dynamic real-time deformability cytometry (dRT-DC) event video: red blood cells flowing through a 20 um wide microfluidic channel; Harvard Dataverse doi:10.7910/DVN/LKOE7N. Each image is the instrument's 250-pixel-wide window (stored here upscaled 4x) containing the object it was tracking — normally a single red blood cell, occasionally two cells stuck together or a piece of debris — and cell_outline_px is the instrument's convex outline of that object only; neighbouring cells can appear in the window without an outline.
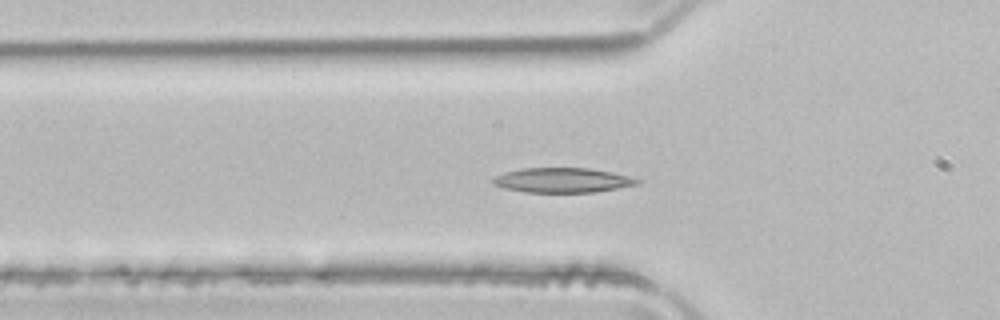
{"species": "common noctule bat (a hibernating species)", "species_latin": "Nyctalus noctula", "temperature_condition": "room temperature", "stored_images_in_passage": 48, "camera_frame_rate_fps": 3000, "um_per_image_px": 0.085, "animal": {"sex": "male", "body_mass_g": 21.5, "forearm_length_mm": 52.0}, "frame": {"image": 1, "passage_image": 13, "time_ms": 4.0, "image_size_px": [1000, 320], "cell_outline_px": [[640, 184], [596, 192], [524, 192], [504, 188], [492, 184], [492, 180], [496, 176], [504, 172], [520, 168], [588, 168], [612, 172], [632, 176], [640, 180]], "centroid_in_image_um": [47.83, 15.31], "position_along_channel_um": 78.0, "area_um2": 20.92}}
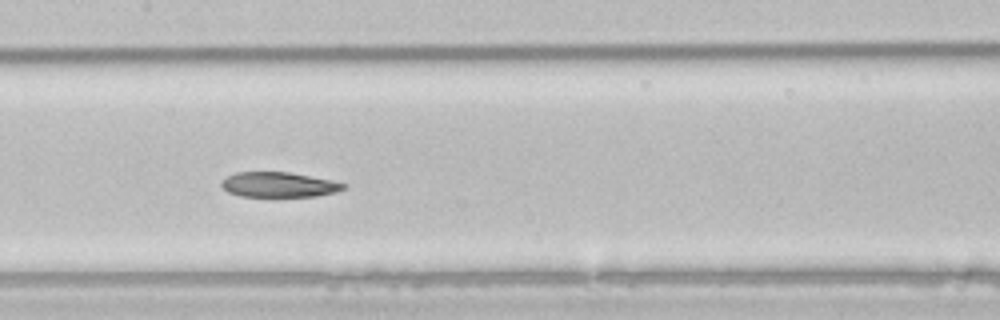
{"frame": {"image": 2, "passage_image": 21, "time_ms": 6.667, "image_size_px": [1000, 320], "cell_outline_px": [[348, 184], [344, 188], [336, 192], [316, 196], [240, 196], [228, 192], [220, 184], [220, 180], [236, 172], [288, 172]], "centroid_in_image_um": [23.65, 15.7], "position_along_channel_um": 183.7, "area_um2": 17.57}}
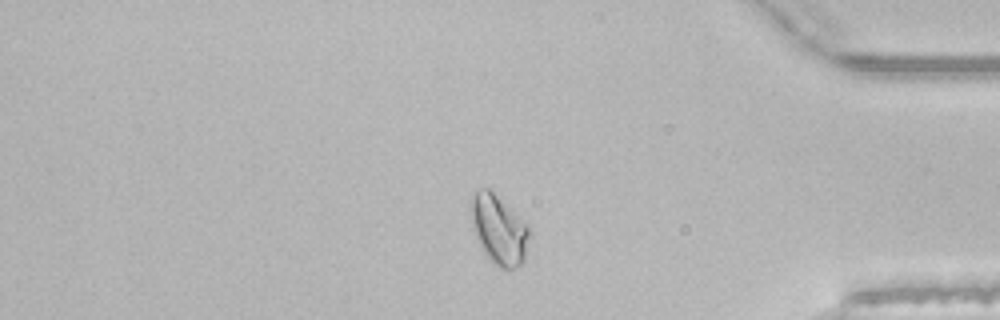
{"frame": {"image": 3, "passage_image": 39, "time_ms": 12.667, "image_size_px": [1000, 320], "cell_outline_px": [[528, 236], [524, 260], [516, 268], [500, 268], [484, 252], [472, 228], [472, 196], [480, 188], [488, 188], [528, 224]], "centroid_in_image_um": [42.41, 19.51], "position_along_channel_um": 392.8, "area_um2": 22.77}, "authors_computed_cell_mechanics": {"area_um2": 20.9525, "velocity_mm_per_s": 3.9327, "shape_relaxation_time_tau1_ms": 7.3585, "shape_relaxation_time_tau2_ms": 3.5048, "deformation_change_tau1": 0.1726, "deformation_change_tau2": 0.0885}}